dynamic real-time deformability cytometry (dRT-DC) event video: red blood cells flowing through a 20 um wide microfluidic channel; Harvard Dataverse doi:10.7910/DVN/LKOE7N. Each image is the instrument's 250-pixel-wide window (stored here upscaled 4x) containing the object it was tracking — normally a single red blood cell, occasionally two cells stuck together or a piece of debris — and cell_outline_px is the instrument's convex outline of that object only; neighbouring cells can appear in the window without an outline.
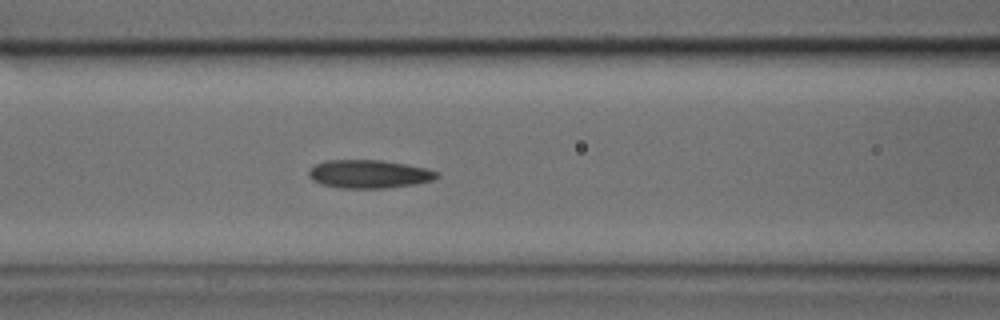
{"species": "common noctule bat (a hibernating species)", "species_latin": "Nyctalus noctula", "temperature_condition": "cold", "stored_images_in_passage": 28, "camera_frame_rate_fps": 3000, "um_per_image_px": 0.085, "animal": {"sex": "male", "body_mass_g": 17.9, "forearm_length_mm": 54.2}, "frame": {"image": 1, "passage_image": 5, "time_ms": 1.333, "image_size_px": [1000, 320], "cell_outline_px": [[440, 176], [432, 180], [416, 184], [384, 188], [340, 188], [320, 184], [312, 180], [308, 176], [308, 172], [316, 164], [324, 160], [380, 160], [428, 168], [440, 172]], "centroid_in_image_um": [31.38, 14.79], "position_along_channel_um": 135.2, "area_um2": 21.21}}
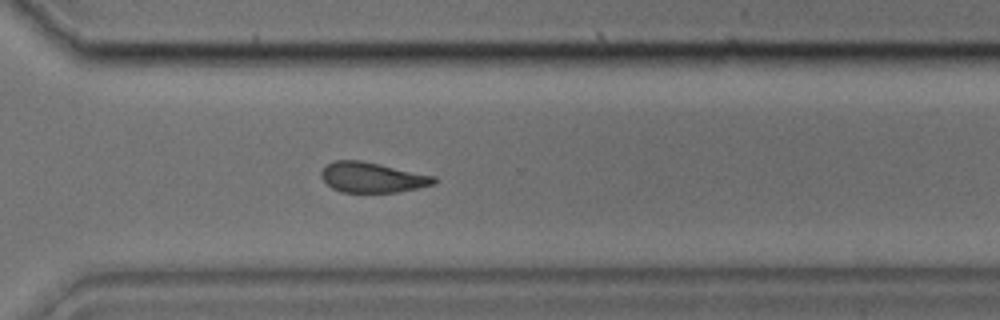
{"frame": {"image": 2, "passage_image": 17, "time_ms": 5.333, "image_size_px": [1000, 320], "cell_outline_px": [[436, 184], [396, 192], [340, 192], [332, 188], [320, 176], [320, 172], [332, 160], [360, 160], [380, 164], [436, 176]], "centroid_in_image_um": [31.64, 15.07], "position_along_channel_um": 339.0, "area_um2": 19.83}}
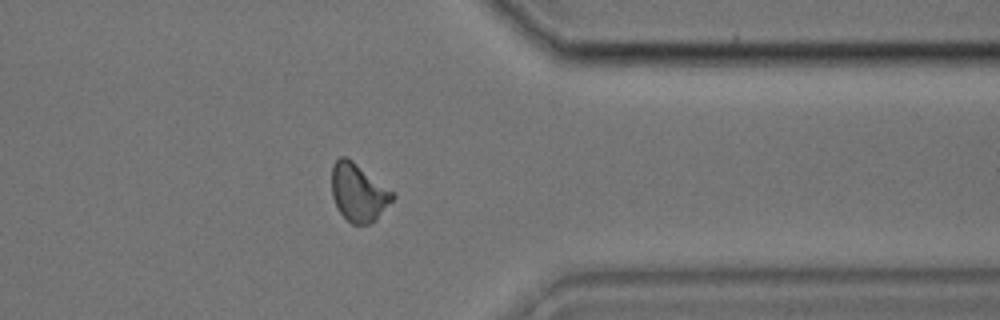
{"frame": {"image": 3, "passage_image": 20, "time_ms": 6.333, "image_size_px": [1000, 320], "cell_outline_px": [[396, 196], [376, 220], [368, 224], [352, 224], [340, 212], [332, 196], [332, 164], [340, 156], [344, 156], [352, 160], [396, 192]], "centroid_in_image_um": [30.5, 16.34], "position_along_channel_um": 380.9, "area_um2": 20.63}}